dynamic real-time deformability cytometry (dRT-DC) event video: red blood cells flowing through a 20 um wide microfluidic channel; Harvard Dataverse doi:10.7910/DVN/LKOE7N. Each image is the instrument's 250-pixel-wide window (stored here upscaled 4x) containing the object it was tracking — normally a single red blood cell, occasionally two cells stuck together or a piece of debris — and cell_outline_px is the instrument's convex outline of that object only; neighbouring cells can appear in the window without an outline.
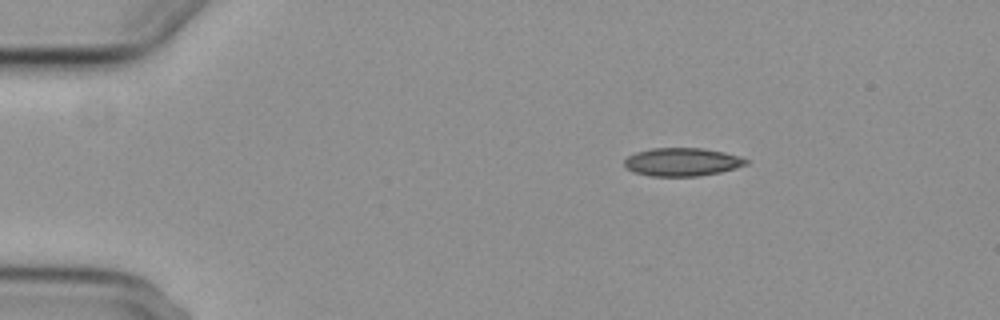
{"species": "common noctule bat (a hibernating species)", "species_latin": "Nyctalus noctula", "temperature_condition": "cold", "stored_images_in_passage": 3, "camera_frame_rate_fps": 3000, "um_per_image_px": 0.085, "animal": {"sex": "female", "body_mass_g": 29.2, "forearm_length_mm": 56.3}, "frame": {"image": 1, "passage_image": 1, "time_ms": 0.0, "image_size_px": [1000, 320], "cell_outline_px": [[748, 164], [736, 168], [720, 172], [696, 176], [652, 176], [632, 172], [624, 168], [624, 160], [628, 156], [636, 152], [652, 148], [704, 148], [724, 152], [740, 156], [748, 160]], "centroid_in_image_um": [57.96, 13.76], "position_along_channel_um": 27.0, "area_um2": 20.11}}